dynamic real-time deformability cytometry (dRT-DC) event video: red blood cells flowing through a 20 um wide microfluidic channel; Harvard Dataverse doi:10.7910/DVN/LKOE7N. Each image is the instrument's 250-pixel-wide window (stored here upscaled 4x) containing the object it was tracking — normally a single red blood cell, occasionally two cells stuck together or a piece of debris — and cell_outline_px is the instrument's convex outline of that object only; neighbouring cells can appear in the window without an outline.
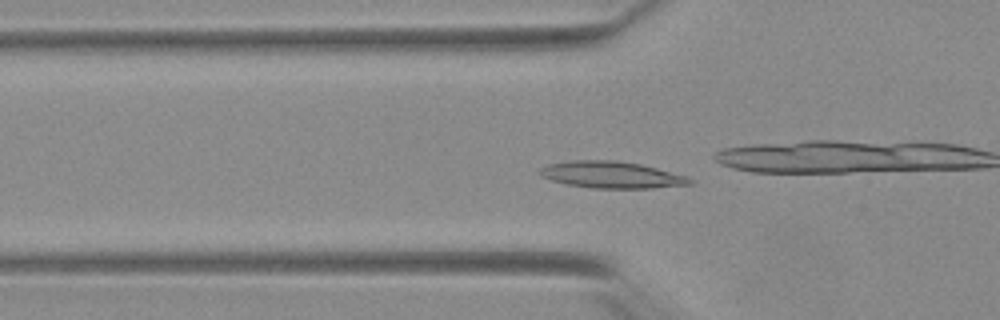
{"species": "Egyptian fruit bat (a non-hibernating species)", "species_latin": "Rousettus aegyptiacus", "temperature_condition": "warm", "stored_images_in_passage": 52, "camera_frame_rate_fps": 3000, "um_per_image_px": 0.085, "animal": {"sex": "female"}, "frame": {"image": 1, "passage_image": 16, "time_ms": 5.0, "image_size_px": [1000, 320], "cell_outline_px": [[692, 184], [652, 188], [592, 188], [568, 184], [552, 180], [540, 176], [536, 172], [540, 168], [548, 164], [572, 160], [616, 160], [640, 164], [656, 168], [684, 176], [692, 180]], "centroid_in_image_um": [51.91, 14.85], "position_along_channel_um": 73.9, "area_um2": 23.18}, "authors_computed_cell_mechanics": {"area_um2": 19.941, "velocity_mm_per_s": 3.8802, "shape_relaxation_time_tau1_ms": 4.1142, "shape_relaxation_time_tau2_ms": 7.506, "deformation_change_tau1": 0.129, "deformation_change_tau2": 0.1371}}